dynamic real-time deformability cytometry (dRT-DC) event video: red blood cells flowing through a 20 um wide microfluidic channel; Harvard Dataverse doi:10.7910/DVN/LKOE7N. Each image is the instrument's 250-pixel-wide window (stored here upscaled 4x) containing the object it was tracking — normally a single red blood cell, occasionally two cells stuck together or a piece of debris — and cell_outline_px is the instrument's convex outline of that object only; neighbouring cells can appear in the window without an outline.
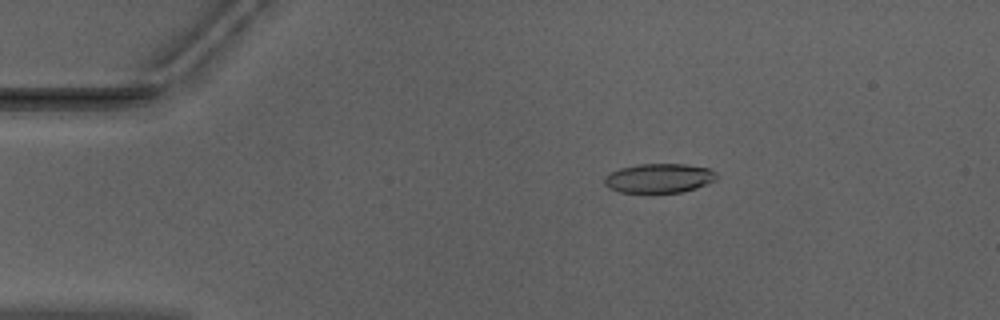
{"species": "Egyptian fruit bat (a non-hibernating species)", "species_latin": "Rousettus aegyptiacus", "temperature_condition": "warm", "stored_images_in_passage": 52, "camera_frame_rate_fps": 3000, "um_per_image_px": 0.085, "animal": {"sex": "male"}, "frame": {"image": 1, "passage_image": 10, "time_ms": 3.0, "image_size_px": [1000, 320], "cell_outline_px": [[716, 180], [696, 188], [680, 192], [652, 196], [620, 192], [608, 188], [604, 184], [604, 176], [620, 168], [640, 164], [684, 164], [708, 168], [716, 172]], "centroid_in_image_um": [55.97, 15.2], "position_along_channel_um": 29.0, "area_um2": 19.88}}
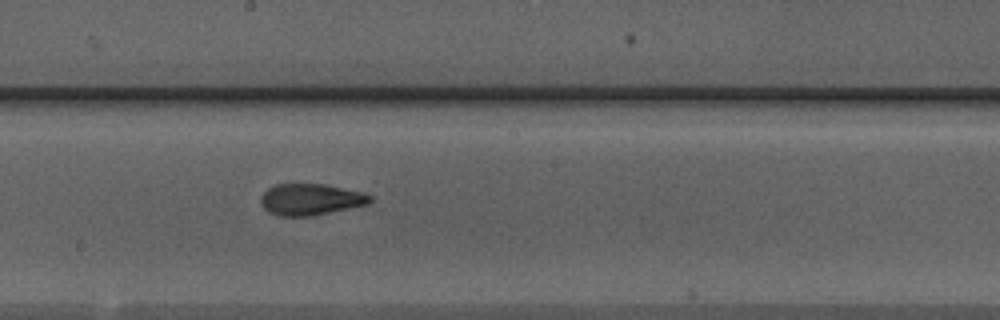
{"frame": {"image": 2, "passage_image": 29, "time_ms": 9.333, "image_size_px": [1000, 320], "cell_outline_px": [[372, 200], [368, 204], [312, 216], [280, 216], [268, 212], [260, 204], [260, 196], [268, 188], [276, 184], [324, 184], [364, 192], [372, 196]], "centroid_in_image_um": [26.39, 16.95], "position_along_channel_um": 221.8, "area_um2": 20.11}}
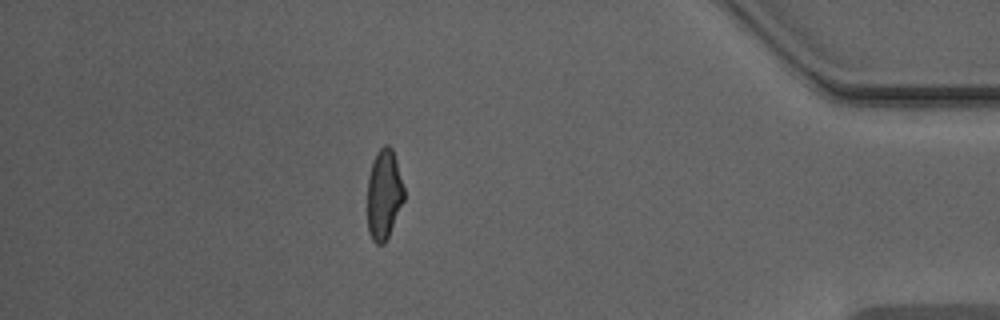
{"frame": {"image": 3, "passage_image": 46, "time_ms": 15.0, "image_size_px": [1000, 320], "cell_outline_px": [[404, 200], [388, 236], [384, 244], [376, 244], [372, 240], [368, 232], [368, 176], [372, 160], [376, 152], [384, 144], [388, 144], [392, 148], [396, 160], [404, 188]], "centroid_in_image_um": [32.62, 16.5], "position_along_channel_um": 402.6, "area_um2": 19.25}, "authors_computed_cell_mechanics": {"area_um2": 20.1722, "velocity_mm_per_s": 3.9719, "shape_relaxation_time_tau1_ms": 7.5155, "shape_relaxation_time_tau2_ms": 1.4098, "deformation_change_tau1": 0.2248, "deformation_change_tau2": 0.0877}}